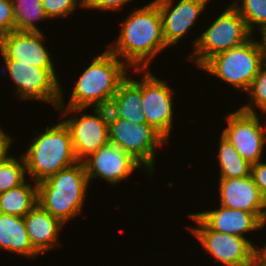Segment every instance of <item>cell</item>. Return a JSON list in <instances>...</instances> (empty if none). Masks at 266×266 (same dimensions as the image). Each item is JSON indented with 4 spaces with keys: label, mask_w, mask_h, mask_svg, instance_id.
<instances>
[{
    "label": "cell",
    "mask_w": 266,
    "mask_h": 266,
    "mask_svg": "<svg viewBox=\"0 0 266 266\" xmlns=\"http://www.w3.org/2000/svg\"><path fill=\"white\" fill-rule=\"evenodd\" d=\"M218 149L219 178H243L251 175L252 164L243 159L233 145L220 134Z\"/></svg>",
    "instance_id": "obj_22"
},
{
    "label": "cell",
    "mask_w": 266,
    "mask_h": 266,
    "mask_svg": "<svg viewBox=\"0 0 266 266\" xmlns=\"http://www.w3.org/2000/svg\"><path fill=\"white\" fill-rule=\"evenodd\" d=\"M83 163L89 184L93 179L100 178L114 186L120 181H128L135 170L142 168L129 154L110 142L87 157Z\"/></svg>",
    "instance_id": "obj_13"
},
{
    "label": "cell",
    "mask_w": 266,
    "mask_h": 266,
    "mask_svg": "<svg viewBox=\"0 0 266 266\" xmlns=\"http://www.w3.org/2000/svg\"><path fill=\"white\" fill-rule=\"evenodd\" d=\"M265 226H266V200L264 201V206L260 217V230L264 229Z\"/></svg>",
    "instance_id": "obj_34"
},
{
    "label": "cell",
    "mask_w": 266,
    "mask_h": 266,
    "mask_svg": "<svg viewBox=\"0 0 266 266\" xmlns=\"http://www.w3.org/2000/svg\"><path fill=\"white\" fill-rule=\"evenodd\" d=\"M15 30L12 0H0V38Z\"/></svg>",
    "instance_id": "obj_28"
},
{
    "label": "cell",
    "mask_w": 266,
    "mask_h": 266,
    "mask_svg": "<svg viewBox=\"0 0 266 266\" xmlns=\"http://www.w3.org/2000/svg\"><path fill=\"white\" fill-rule=\"evenodd\" d=\"M262 66L260 43L252 37L243 45L216 54L199 70L208 72L244 93Z\"/></svg>",
    "instance_id": "obj_6"
},
{
    "label": "cell",
    "mask_w": 266,
    "mask_h": 266,
    "mask_svg": "<svg viewBox=\"0 0 266 266\" xmlns=\"http://www.w3.org/2000/svg\"><path fill=\"white\" fill-rule=\"evenodd\" d=\"M75 81L70 99L61 98L57 107L107 108L121 82L128 76L129 67L108 49L97 55ZM66 103V105H65Z\"/></svg>",
    "instance_id": "obj_2"
},
{
    "label": "cell",
    "mask_w": 266,
    "mask_h": 266,
    "mask_svg": "<svg viewBox=\"0 0 266 266\" xmlns=\"http://www.w3.org/2000/svg\"><path fill=\"white\" fill-rule=\"evenodd\" d=\"M166 81L143 69L142 111L146 123L159 131L168 141L174 121L173 88Z\"/></svg>",
    "instance_id": "obj_12"
},
{
    "label": "cell",
    "mask_w": 266,
    "mask_h": 266,
    "mask_svg": "<svg viewBox=\"0 0 266 266\" xmlns=\"http://www.w3.org/2000/svg\"><path fill=\"white\" fill-rule=\"evenodd\" d=\"M196 223L188 227L207 254L221 266H252L256 258V244L248 238L209 229L194 213L187 215Z\"/></svg>",
    "instance_id": "obj_10"
},
{
    "label": "cell",
    "mask_w": 266,
    "mask_h": 266,
    "mask_svg": "<svg viewBox=\"0 0 266 266\" xmlns=\"http://www.w3.org/2000/svg\"><path fill=\"white\" fill-rule=\"evenodd\" d=\"M218 186L221 206L255 213L261 217L265 199L251 175L243 178H219Z\"/></svg>",
    "instance_id": "obj_16"
},
{
    "label": "cell",
    "mask_w": 266,
    "mask_h": 266,
    "mask_svg": "<svg viewBox=\"0 0 266 266\" xmlns=\"http://www.w3.org/2000/svg\"><path fill=\"white\" fill-rule=\"evenodd\" d=\"M199 37L193 40V51L187 61L201 68L218 53L243 45L254 35L248 30L239 12L229 5Z\"/></svg>",
    "instance_id": "obj_5"
},
{
    "label": "cell",
    "mask_w": 266,
    "mask_h": 266,
    "mask_svg": "<svg viewBox=\"0 0 266 266\" xmlns=\"http://www.w3.org/2000/svg\"><path fill=\"white\" fill-rule=\"evenodd\" d=\"M115 42L107 49L132 69H150L151 62L167 49L162 17L153 0L133 10L121 23Z\"/></svg>",
    "instance_id": "obj_1"
},
{
    "label": "cell",
    "mask_w": 266,
    "mask_h": 266,
    "mask_svg": "<svg viewBox=\"0 0 266 266\" xmlns=\"http://www.w3.org/2000/svg\"><path fill=\"white\" fill-rule=\"evenodd\" d=\"M141 75V80L127 76L119 85L112 97L108 108V118H122L134 124L146 122L142 111L143 103V69H134L133 72Z\"/></svg>",
    "instance_id": "obj_18"
},
{
    "label": "cell",
    "mask_w": 266,
    "mask_h": 266,
    "mask_svg": "<svg viewBox=\"0 0 266 266\" xmlns=\"http://www.w3.org/2000/svg\"><path fill=\"white\" fill-rule=\"evenodd\" d=\"M32 182L0 193V213L24 217L30 212L38 204V183Z\"/></svg>",
    "instance_id": "obj_21"
},
{
    "label": "cell",
    "mask_w": 266,
    "mask_h": 266,
    "mask_svg": "<svg viewBox=\"0 0 266 266\" xmlns=\"http://www.w3.org/2000/svg\"><path fill=\"white\" fill-rule=\"evenodd\" d=\"M251 176L254 183L259 188L261 195L266 200V162L259 161L253 163L251 167Z\"/></svg>",
    "instance_id": "obj_30"
},
{
    "label": "cell",
    "mask_w": 266,
    "mask_h": 266,
    "mask_svg": "<svg viewBox=\"0 0 266 266\" xmlns=\"http://www.w3.org/2000/svg\"><path fill=\"white\" fill-rule=\"evenodd\" d=\"M43 32L11 31L0 38L3 59H16L40 68H55L53 57L46 48Z\"/></svg>",
    "instance_id": "obj_15"
},
{
    "label": "cell",
    "mask_w": 266,
    "mask_h": 266,
    "mask_svg": "<svg viewBox=\"0 0 266 266\" xmlns=\"http://www.w3.org/2000/svg\"><path fill=\"white\" fill-rule=\"evenodd\" d=\"M209 229L245 237L260 231V218L255 213L219 206L214 210L194 213ZM247 233V234H246Z\"/></svg>",
    "instance_id": "obj_17"
},
{
    "label": "cell",
    "mask_w": 266,
    "mask_h": 266,
    "mask_svg": "<svg viewBox=\"0 0 266 266\" xmlns=\"http://www.w3.org/2000/svg\"><path fill=\"white\" fill-rule=\"evenodd\" d=\"M249 98V104L240 107L241 110L248 113H257L256 108L264 115L266 114V66L263 65L258 74L254 77L250 88L246 92Z\"/></svg>",
    "instance_id": "obj_26"
},
{
    "label": "cell",
    "mask_w": 266,
    "mask_h": 266,
    "mask_svg": "<svg viewBox=\"0 0 266 266\" xmlns=\"http://www.w3.org/2000/svg\"><path fill=\"white\" fill-rule=\"evenodd\" d=\"M132 0H85L84 9L112 10L120 11L122 6H126Z\"/></svg>",
    "instance_id": "obj_29"
},
{
    "label": "cell",
    "mask_w": 266,
    "mask_h": 266,
    "mask_svg": "<svg viewBox=\"0 0 266 266\" xmlns=\"http://www.w3.org/2000/svg\"><path fill=\"white\" fill-rule=\"evenodd\" d=\"M226 116L227 126L221 135L233 145L243 159L251 164L262 161L266 147V125L263 126L265 122L260 121V115L238 108Z\"/></svg>",
    "instance_id": "obj_11"
},
{
    "label": "cell",
    "mask_w": 266,
    "mask_h": 266,
    "mask_svg": "<svg viewBox=\"0 0 266 266\" xmlns=\"http://www.w3.org/2000/svg\"><path fill=\"white\" fill-rule=\"evenodd\" d=\"M231 5L245 20L252 34L255 33V27L259 33L266 30V0H233Z\"/></svg>",
    "instance_id": "obj_24"
},
{
    "label": "cell",
    "mask_w": 266,
    "mask_h": 266,
    "mask_svg": "<svg viewBox=\"0 0 266 266\" xmlns=\"http://www.w3.org/2000/svg\"><path fill=\"white\" fill-rule=\"evenodd\" d=\"M42 6L49 19L68 18L77 6L85 7V0H42Z\"/></svg>",
    "instance_id": "obj_27"
},
{
    "label": "cell",
    "mask_w": 266,
    "mask_h": 266,
    "mask_svg": "<svg viewBox=\"0 0 266 266\" xmlns=\"http://www.w3.org/2000/svg\"><path fill=\"white\" fill-rule=\"evenodd\" d=\"M252 266H266L264 265L257 257L254 260V263Z\"/></svg>",
    "instance_id": "obj_35"
},
{
    "label": "cell",
    "mask_w": 266,
    "mask_h": 266,
    "mask_svg": "<svg viewBox=\"0 0 266 266\" xmlns=\"http://www.w3.org/2000/svg\"><path fill=\"white\" fill-rule=\"evenodd\" d=\"M89 181L83 162L38 183V204L63 224L82 213Z\"/></svg>",
    "instance_id": "obj_3"
},
{
    "label": "cell",
    "mask_w": 266,
    "mask_h": 266,
    "mask_svg": "<svg viewBox=\"0 0 266 266\" xmlns=\"http://www.w3.org/2000/svg\"><path fill=\"white\" fill-rule=\"evenodd\" d=\"M23 219L31 245L39 254L61 246L58 237H60L59 233L65 224L53 217L39 204L28 212Z\"/></svg>",
    "instance_id": "obj_19"
},
{
    "label": "cell",
    "mask_w": 266,
    "mask_h": 266,
    "mask_svg": "<svg viewBox=\"0 0 266 266\" xmlns=\"http://www.w3.org/2000/svg\"><path fill=\"white\" fill-rule=\"evenodd\" d=\"M109 142L135 159L147 175L155 172L156 151L169 142L148 123L134 124L122 118H108Z\"/></svg>",
    "instance_id": "obj_7"
},
{
    "label": "cell",
    "mask_w": 266,
    "mask_h": 266,
    "mask_svg": "<svg viewBox=\"0 0 266 266\" xmlns=\"http://www.w3.org/2000/svg\"><path fill=\"white\" fill-rule=\"evenodd\" d=\"M261 35V41L259 40L261 49H262V55H263V65L266 66V30L260 32Z\"/></svg>",
    "instance_id": "obj_32"
},
{
    "label": "cell",
    "mask_w": 266,
    "mask_h": 266,
    "mask_svg": "<svg viewBox=\"0 0 266 266\" xmlns=\"http://www.w3.org/2000/svg\"><path fill=\"white\" fill-rule=\"evenodd\" d=\"M30 141L27 151L22 152L28 176L39 183L79 162L75 156L70 132L61 120L47 126Z\"/></svg>",
    "instance_id": "obj_4"
},
{
    "label": "cell",
    "mask_w": 266,
    "mask_h": 266,
    "mask_svg": "<svg viewBox=\"0 0 266 266\" xmlns=\"http://www.w3.org/2000/svg\"><path fill=\"white\" fill-rule=\"evenodd\" d=\"M3 70L15 86L20 100L41 101L55 109L61 98V82L56 68H40L16 59H3Z\"/></svg>",
    "instance_id": "obj_8"
},
{
    "label": "cell",
    "mask_w": 266,
    "mask_h": 266,
    "mask_svg": "<svg viewBox=\"0 0 266 266\" xmlns=\"http://www.w3.org/2000/svg\"><path fill=\"white\" fill-rule=\"evenodd\" d=\"M6 132L7 131H4L2 128H0V164L11 157L8 152L10 148H12L11 145L14 139Z\"/></svg>",
    "instance_id": "obj_31"
},
{
    "label": "cell",
    "mask_w": 266,
    "mask_h": 266,
    "mask_svg": "<svg viewBox=\"0 0 266 266\" xmlns=\"http://www.w3.org/2000/svg\"><path fill=\"white\" fill-rule=\"evenodd\" d=\"M56 109L60 111L59 118H65L62 121L69 129L75 156L79 162H83L109 142L108 108H92V114L81 113L85 108L56 107Z\"/></svg>",
    "instance_id": "obj_9"
},
{
    "label": "cell",
    "mask_w": 266,
    "mask_h": 266,
    "mask_svg": "<svg viewBox=\"0 0 266 266\" xmlns=\"http://www.w3.org/2000/svg\"><path fill=\"white\" fill-rule=\"evenodd\" d=\"M0 250L32 260L40 255L31 245L23 217L5 213H0Z\"/></svg>",
    "instance_id": "obj_20"
},
{
    "label": "cell",
    "mask_w": 266,
    "mask_h": 266,
    "mask_svg": "<svg viewBox=\"0 0 266 266\" xmlns=\"http://www.w3.org/2000/svg\"><path fill=\"white\" fill-rule=\"evenodd\" d=\"M15 31L42 32L35 22L49 19L42 0H12Z\"/></svg>",
    "instance_id": "obj_23"
},
{
    "label": "cell",
    "mask_w": 266,
    "mask_h": 266,
    "mask_svg": "<svg viewBox=\"0 0 266 266\" xmlns=\"http://www.w3.org/2000/svg\"><path fill=\"white\" fill-rule=\"evenodd\" d=\"M162 17L163 38L171 48L188 35L210 0H154ZM175 3V4H174Z\"/></svg>",
    "instance_id": "obj_14"
},
{
    "label": "cell",
    "mask_w": 266,
    "mask_h": 266,
    "mask_svg": "<svg viewBox=\"0 0 266 266\" xmlns=\"http://www.w3.org/2000/svg\"><path fill=\"white\" fill-rule=\"evenodd\" d=\"M12 155L0 164V193L15 188L26 181L27 171L25 160L22 155Z\"/></svg>",
    "instance_id": "obj_25"
},
{
    "label": "cell",
    "mask_w": 266,
    "mask_h": 266,
    "mask_svg": "<svg viewBox=\"0 0 266 266\" xmlns=\"http://www.w3.org/2000/svg\"><path fill=\"white\" fill-rule=\"evenodd\" d=\"M256 257L264 264L266 265V244L263 247L256 248Z\"/></svg>",
    "instance_id": "obj_33"
}]
</instances>
